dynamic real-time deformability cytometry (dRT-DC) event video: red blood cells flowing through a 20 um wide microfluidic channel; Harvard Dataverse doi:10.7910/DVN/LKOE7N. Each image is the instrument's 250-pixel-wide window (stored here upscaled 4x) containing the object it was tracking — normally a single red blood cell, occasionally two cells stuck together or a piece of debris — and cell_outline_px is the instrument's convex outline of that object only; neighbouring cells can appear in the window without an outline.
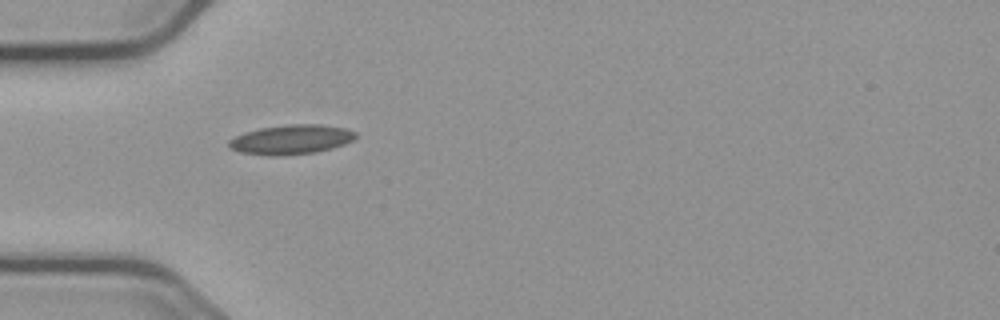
{"species": "common noctule bat (a hibernating species)", "species_latin": "Nyctalus noctula", "temperature_condition": "cold", "stored_images_in_passage": 33, "camera_frame_rate_fps": 3000, "um_per_image_px": 0.085, "animal": {"sex": "male", "body_mass_g": 23.1, "forearm_length_mm": 52.7}, "frame": {"image": 1, "passage_image": 1, "time_ms": 0.0, "image_size_px": [1000, 320], "cell_outline_px": [[356, 136], [352, 140], [344, 144], [332, 148], [316, 152], [268, 156], [240, 152], [228, 148], [228, 140], [244, 132], [260, 128], [288, 124], [320, 124], [344, 128], [356, 132]], "centroid_in_image_um": [24.71, 11.85], "position_along_channel_um": 60.3, "area_um2": 21.73}}
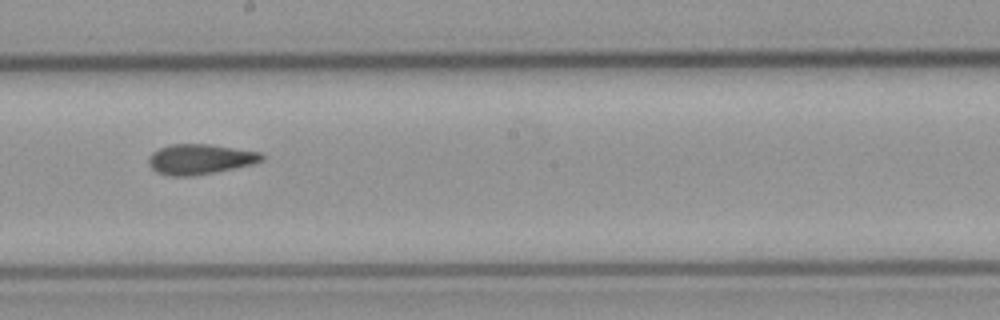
{"frame": {"image": 2, "passage_image": 15, "time_ms": 4.667, "image_size_px": [1000, 320], "cell_outline_px": [[264, 160], [256, 164], [192, 176], [168, 176], [156, 172], [148, 164], [148, 156], [152, 152], [160, 148], [172, 144], [208, 144], [260, 152], [264, 156]], "centroid_in_image_um": [17.0, 13.54], "position_along_channel_um": 231.2, "area_um2": 20.0}}
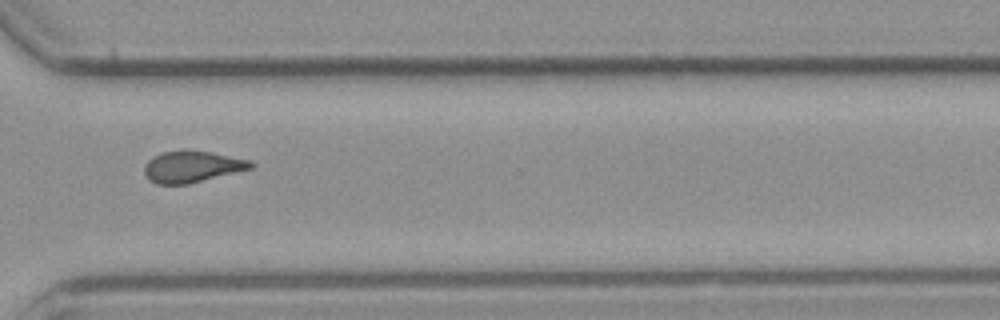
{"frame": {"image": 3, "passage_image": 25, "time_ms": 8.0, "image_size_px": [1000, 320], "cell_outline_px": [[256, 164], [252, 168], [188, 184], [156, 184], [148, 180], [144, 172], [144, 164], [152, 156], [164, 152], [184, 148], [212, 152], [252, 160]], "centroid_in_image_um": [16.31, 14.14], "position_along_channel_um": 354.3, "area_um2": 19.94}, "authors_computed_cell_mechanics": {"area_um2": 19.7098, "velocity_mm_per_s": 3.7058, "shape_relaxation_time_tau1_ms": null, "shape_relaxation_time_tau2_ms": 2.9298, "deformation_change_tau1": null, "deformation_change_tau2": 0.0764}}